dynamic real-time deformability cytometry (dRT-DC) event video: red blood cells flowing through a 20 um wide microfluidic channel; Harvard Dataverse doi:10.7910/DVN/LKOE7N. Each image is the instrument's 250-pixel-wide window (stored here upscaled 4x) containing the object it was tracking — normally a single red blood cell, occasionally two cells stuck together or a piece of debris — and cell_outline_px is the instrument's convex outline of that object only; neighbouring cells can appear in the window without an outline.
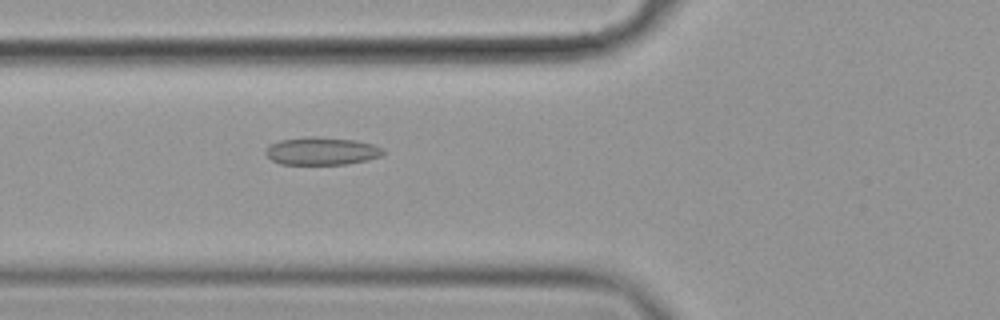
{"species": "common noctule bat (a hibernating species)", "species_latin": "Nyctalus noctula", "temperature_condition": "cold", "stored_images_in_passage": 7, "camera_frame_rate_fps": 3000, "um_per_image_px": 0.085, "animal": {"sex": "female", "body_mass_g": 19.9}, "frame": {"image": 1, "passage_image": 7, "time_ms": 2.0, "image_size_px": [1000, 320], "cell_outline_px": [[384, 152], [380, 156], [368, 160], [348, 164], [280, 164], [272, 160], [264, 152], [268, 144], [280, 140], [304, 136], [316, 136], [356, 140], [372, 144], [384, 148]], "centroid_in_image_um": [27.32, 12.83], "position_along_channel_um": 98.5, "area_um2": 19.25}}